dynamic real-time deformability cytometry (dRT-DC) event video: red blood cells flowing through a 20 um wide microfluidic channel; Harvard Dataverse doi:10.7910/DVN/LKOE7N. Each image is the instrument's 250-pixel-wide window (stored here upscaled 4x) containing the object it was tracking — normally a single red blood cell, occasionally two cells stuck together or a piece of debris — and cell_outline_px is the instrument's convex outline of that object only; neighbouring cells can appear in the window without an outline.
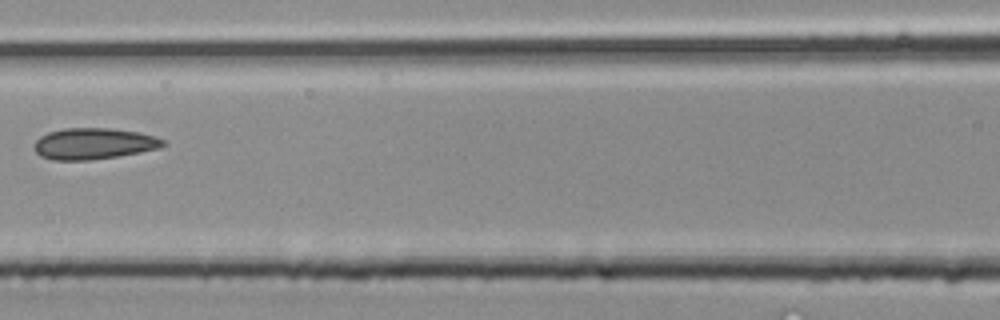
{"species": "common noctule bat (a hibernating species)", "species_latin": "Nyctalus noctula", "temperature_condition": "room temperature", "stored_images_in_passage": 4, "camera_frame_rate_fps": 3000, "um_per_image_px": 0.085, "animal": {"sex": "male", "body_mass_g": 20.4}, "frame": {"image": 1, "passage_image": 4, "time_ms": 1.0, "image_size_px": [1000, 320], "cell_outline_px": [[168, 144], [156, 148], [116, 156], [88, 160], [52, 160], [40, 156], [36, 152], [36, 140], [40, 136], [48, 132], [64, 128], [108, 128], [140, 132], [164, 140]], "centroid_in_image_um": [7.93, 12.2], "position_along_channel_um": 158.7, "area_um2": 23.12}}